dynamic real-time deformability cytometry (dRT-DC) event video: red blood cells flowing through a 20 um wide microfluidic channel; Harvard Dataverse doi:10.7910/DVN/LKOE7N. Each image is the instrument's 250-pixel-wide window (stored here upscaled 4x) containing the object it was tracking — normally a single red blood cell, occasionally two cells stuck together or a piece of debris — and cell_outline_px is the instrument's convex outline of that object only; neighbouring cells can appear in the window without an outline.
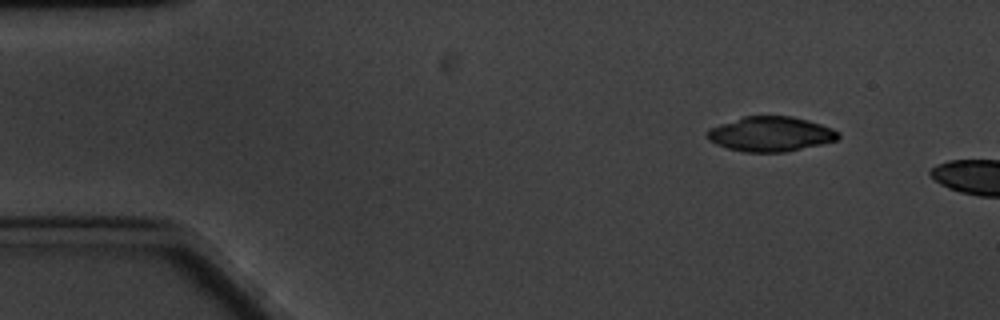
{"species": "common noctule bat (a hibernating species)", "species_latin": "Nyctalus noctula", "temperature_condition": "cold", "stored_images_in_passage": 6, "camera_frame_rate_fps": 3000, "um_per_image_px": 0.085, "animal": {"sex": "male", "body_mass_g": 20.1, "forearm_length_mm": 53.5}, "frame": {"image": 1, "passage_image": 1, "time_ms": 0.0, "image_size_px": [1000, 320], "cell_outline_px": [[840, 136], [836, 140], [820, 144], [784, 152], [744, 152], [728, 148], [716, 144], [708, 140], [708, 128], [744, 116], [792, 116], [808, 120], [832, 128], [840, 132]], "centroid_in_image_um": [65.5, 11.39], "position_along_channel_um": 19.5, "area_um2": 26.41}}